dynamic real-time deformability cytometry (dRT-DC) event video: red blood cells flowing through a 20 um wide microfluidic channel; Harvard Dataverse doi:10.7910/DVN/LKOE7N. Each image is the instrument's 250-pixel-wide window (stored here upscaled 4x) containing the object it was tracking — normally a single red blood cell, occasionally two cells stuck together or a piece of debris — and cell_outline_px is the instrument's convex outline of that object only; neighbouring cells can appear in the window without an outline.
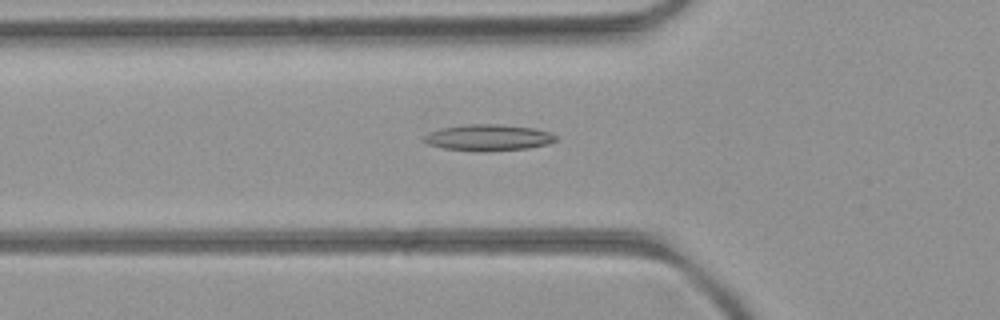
{"species": "common noctule bat (a hibernating species)", "species_latin": "Nyctalus noctula", "temperature_condition": "room temperature", "stored_images_in_passage": 49, "segment_of_instrument_passage": [1, 2], "camera_frame_rate_fps": 3000, "um_per_image_px": 0.085, "animal": {"sex": "female", "body_mass_g": 21.9}, "frame": {"image": 1, "passage_image": 14, "time_ms": 4.333, "image_size_px": [1000, 320], "cell_outline_px": [[556, 140], [548, 144], [528, 148], [488, 152], [484, 152], [444, 148], [428, 144], [420, 140], [428, 132], [440, 128], [472, 124], [500, 124], [532, 128], [552, 132], [556, 136]], "centroid_in_image_um": [41.49, 11.7], "position_along_channel_um": 84.3, "area_um2": 20.35}}
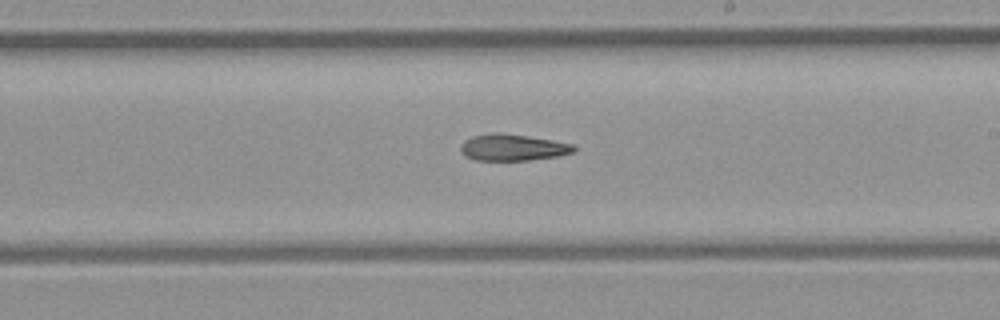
{"frame": {"image": 2, "passage_image": 26, "time_ms": 8.333, "image_size_px": [1000, 320], "cell_outline_px": [[576, 148], [572, 152], [556, 156], [528, 160], [476, 160], [464, 156], [460, 152], [460, 144], [464, 140], [472, 136], [492, 132], [496, 132], [528, 136], [552, 140], [572, 144]], "centroid_in_image_um": [43.5, 12.52], "position_along_channel_um": 245.5, "area_um2": 17.46}}
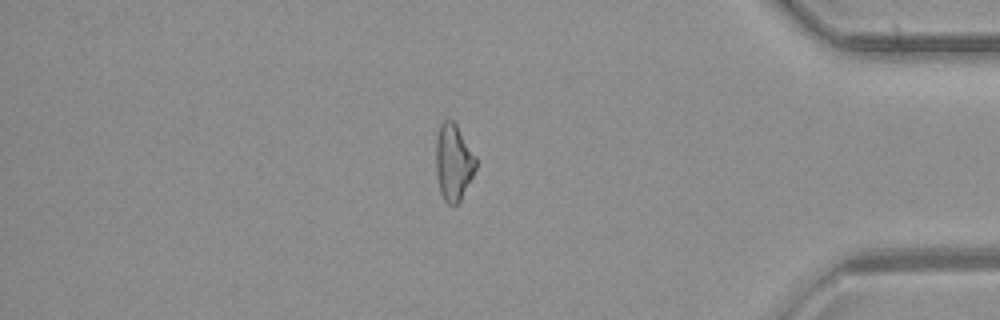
{"frame": {"image": 3, "passage_image": 40, "time_ms": 13.0, "image_size_px": [1000, 320], "cell_outline_px": [[476, 168], [460, 200], [456, 204], [448, 204], [444, 200], [440, 192], [436, 176], [436, 140], [440, 124], [444, 120], [452, 120], [456, 124], [476, 156]], "centroid_in_image_um": [38.53, 13.78], "position_along_channel_um": 396.7, "area_um2": 17.69}}